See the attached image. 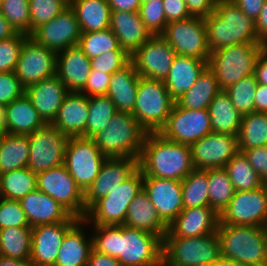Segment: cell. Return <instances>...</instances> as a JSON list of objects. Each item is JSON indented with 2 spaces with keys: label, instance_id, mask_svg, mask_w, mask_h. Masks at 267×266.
<instances>
[{
  "label": "cell",
  "instance_id": "cell-41",
  "mask_svg": "<svg viewBox=\"0 0 267 266\" xmlns=\"http://www.w3.org/2000/svg\"><path fill=\"white\" fill-rule=\"evenodd\" d=\"M209 206L219 215L228 206L236 190L225 168L207 169Z\"/></svg>",
  "mask_w": 267,
  "mask_h": 266
},
{
  "label": "cell",
  "instance_id": "cell-34",
  "mask_svg": "<svg viewBox=\"0 0 267 266\" xmlns=\"http://www.w3.org/2000/svg\"><path fill=\"white\" fill-rule=\"evenodd\" d=\"M81 32L103 31L109 28L111 8L107 0H71Z\"/></svg>",
  "mask_w": 267,
  "mask_h": 266
},
{
  "label": "cell",
  "instance_id": "cell-62",
  "mask_svg": "<svg viewBox=\"0 0 267 266\" xmlns=\"http://www.w3.org/2000/svg\"><path fill=\"white\" fill-rule=\"evenodd\" d=\"M259 40L267 44V0H265L261 13L255 21Z\"/></svg>",
  "mask_w": 267,
  "mask_h": 266
},
{
  "label": "cell",
  "instance_id": "cell-33",
  "mask_svg": "<svg viewBox=\"0 0 267 266\" xmlns=\"http://www.w3.org/2000/svg\"><path fill=\"white\" fill-rule=\"evenodd\" d=\"M84 219H79L65 234L53 266H87L92 250V237L86 240L82 230Z\"/></svg>",
  "mask_w": 267,
  "mask_h": 266
},
{
  "label": "cell",
  "instance_id": "cell-64",
  "mask_svg": "<svg viewBox=\"0 0 267 266\" xmlns=\"http://www.w3.org/2000/svg\"><path fill=\"white\" fill-rule=\"evenodd\" d=\"M16 34L12 25L0 13V40L11 38Z\"/></svg>",
  "mask_w": 267,
  "mask_h": 266
},
{
  "label": "cell",
  "instance_id": "cell-24",
  "mask_svg": "<svg viewBox=\"0 0 267 266\" xmlns=\"http://www.w3.org/2000/svg\"><path fill=\"white\" fill-rule=\"evenodd\" d=\"M69 93L62 81L55 75L41 80L25 89L26 96L46 124H52L59 108Z\"/></svg>",
  "mask_w": 267,
  "mask_h": 266
},
{
  "label": "cell",
  "instance_id": "cell-54",
  "mask_svg": "<svg viewBox=\"0 0 267 266\" xmlns=\"http://www.w3.org/2000/svg\"><path fill=\"white\" fill-rule=\"evenodd\" d=\"M111 75L98 70H91L85 86L79 92L87 97L106 95Z\"/></svg>",
  "mask_w": 267,
  "mask_h": 266
},
{
  "label": "cell",
  "instance_id": "cell-66",
  "mask_svg": "<svg viewBox=\"0 0 267 266\" xmlns=\"http://www.w3.org/2000/svg\"><path fill=\"white\" fill-rule=\"evenodd\" d=\"M207 266H246V265H243L242 263L235 261L233 259L220 256L216 261Z\"/></svg>",
  "mask_w": 267,
  "mask_h": 266
},
{
  "label": "cell",
  "instance_id": "cell-5",
  "mask_svg": "<svg viewBox=\"0 0 267 266\" xmlns=\"http://www.w3.org/2000/svg\"><path fill=\"white\" fill-rule=\"evenodd\" d=\"M146 131L128 112H117L107 126L92 139L107 158L141 156Z\"/></svg>",
  "mask_w": 267,
  "mask_h": 266
},
{
  "label": "cell",
  "instance_id": "cell-32",
  "mask_svg": "<svg viewBox=\"0 0 267 266\" xmlns=\"http://www.w3.org/2000/svg\"><path fill=\"white\" fill-rule=\"evenodd\" d=\"M140 77L131 61L111 75L106 95L117 112H133Z\"/></svg>",
  "mask_w": 267,
  "mask_h": 266
},
{
  "label": "cell",
  "instance_id": "cell-27",
  "mask_svg": "<svg viewBox=\"0 0 267 266\" xmlns=\"http://www.w3.org/2000/svg\"><path fill=\"white\" fill-rule=\"evenodd\" d=\"M91 72V59L78 47L57 53L56 76L69 91L79 92Z\"/></svg>",
  "mask_w": 267,
  "mask_h": 266
},
{
  "label": "cell",
  "instance_id": "cell-12",
  "mask_svg": "<svg viewBox=\"0 0 267 266\" xmlns=\"http://www.w3.org/2000/svg\"><path fill=\"white\" fill-rule=\"evenodd\" d=\"M29 139V158L27 167L33 173L47 171L64 164L65 148L69 137L53 124H45Z\"/></svg>",
  "mask_w": 267,
  "mask_h": 266
},
{
  "label": "cell",
  "instance_id": "cell-7",
  "mask_svg": "<svg viewBox=\"0 0 267 266\" xmlns=\"http://www.w3.org/2000/svg\"><path fill=\"white\" fill-rule=\"evenodd\" d=\"M143 189V173L138 167L107 196L97 200L88 210L84 223L100 226L123 225L131 201Z\"/></svg>",
  "mask_w": 267,
  "mask_h": 266
},
{
  "label": "cell",
  "instance_id": "cell-1",
  "mask_svg": "<svg viewBox=\"0 0 267 266\" xmlns=\"http://www.w3.org/2000/svg\"><path fill=\"white\" fill-rule=\"evenodd\" d=\"M92 247L116 258L122 266H163V239L124 225H93Z\"/></svg>",
  "mask_w": 267,
  "mask_h": 266
},
{
  "label": "cell",
  "instance_id": "cell-69",
  "mask_svg": "<svg viewBox=\"0 0 267 266\" xmlns=\"http://www.w3.org/2000/svg\"><path fill=\"white\" fill-rule=\"evenodd\" d=\"M67 6H69L70 5V3H71V0H62Z\"/></svg>",
  "mask_w": 267,
  "mask_h": 266
},
{
  "label": "cell",
  "instance_id": "cell-44",
  "mask_svg": "<svg viewBox=\"0 0 267 266\" xmlns=\"http://www.w3.org/2000/svg\"><path fill=\"white\" fill-rule=\"evenodd\" d=\"M236 191L255 190L263 182L242 152H238L224 167Z\"/></svg>",
  "mask_w": 267,
  "mask_h": 266
},
{
  "label": "cell",
  "instance_id": "cell-14",
  "mask_svg": "<svg viewBox=\"0 0 267 266\" xmlns=\"http://www.w3.org/2000/svg\"><path fill=\"white\" fill-rule=\"evenodd\" d=\"M211 132L208 109H185L175 102L158 133L176 143L191 145Z\"/></svg>",
  "mask_w": 267,
  "mask_h": 266
},
{
  "label": "cell",
  "instance_id": "cell-2",
  "mask_svg": "<svg viewBox=\"0 0 267 266\" xmlns=\"http://www.w3.org/2000/svg\"><path fill=\"white\" fill-rule=\"evenodd\" d=\"M138 167L143 177L179 181L195 169L190 145L166 139L158 132L146 133Z\"/></svg>",
  "mask_w": 267,
  "mask_h": 266
},
{
  "label": "cell",
  "instance_id": "cell-46",
  "mask_svg": "<svg viewBox=\"0 0 267 266\" xmlns=\"http://www.w3.org/2000/svg\"><path fill=\"white\" fill-rule=\"evenodd\" d=\"M257 84L258 82L252 74L224 90L242 116L255 112L254 100Z\"/></svg>",
  "mask_w": 267,
  "mask_h": 266
},
{
  "label": "cell",
  "instance_id": "cell-60",
  "mask_svg": "<svg viewBox=\"0 0 267 266\" xmlns=\"http://www.w3.org/2000/svg\"><path fill=\"white\" fill-rule=\"evenodd\" d=\"M265 46L257 58L254 76L258 84L267 85V44Z\"/></svg>",
  "mask_w": 267,
  "mask_h": 266
},
{
  "label": "cell",
  "instance_id": "cell-25",
  "mask_svg": "<svg viewBox=\"0 0 267 266\" xmlns=\"http://www.w3.org/2000/svg\"><path fill=\"white\" fill-rule=\"evenodd\" d=\"M30 227L66 222L72 215L37 188L19 200Z\"/></svg>",
  "mask_w": 267,
  "mask_h": 266
},
{
  "label": "cell",
  "instance_id": "cell-19",
  "mask_svg": "<svg viewBox=\"0 0 267 266\" xmlns=\"http://www.w3.org/2000/svg\"><path fill=\"white\" fill-rule=\"evenodd\" d=\"M30 37L57 54L69 47L77 46L81 30L75 12L67 6L51 21L38 27Z\"/></svg>",
  "mask_w": 267,
  "mask_h": 266
},
{
  "label": "cell",
  "instance_id": "cell-68",
  "mask_svg": "<svg viewBox=\"0 0 267 266\" xmlns=\"http://www.w3.org/2000/svg\"><path fill=\"white\" fill-rule=\"evenodd\" d=\"M248 266H267V262H265V263H263V264L248 265Z\"/></svg>",
  "mask_w": 267,
  "mask_h": 266
},
{
  "label": "cell",
  "instance_id": "cell-15",
  "mask_svg": "<svg viewBox=\"0 0 267 266\" xmlns=\"http://www.w3.org/2000/svg\"><path fill=\"white\" fill-rule=\"evenodd\" d=\"M219 216V224L267 227V184L255 190L236 191Z\"/></svg>",
  "mask_w": 267,
  "mask_h": 266
},
{
  "label": "cell",
  "instance_id": "cell-47",
  "mask_svg": "<svg viewBox=\"0 0 267 266\" xmlns=\"http://www.w3.org/2000/svg\"><path fill=\"white\" fill-rule=\"evenodd\" d=\"M0 13L17 33L31 36L29 0H3Z\"/></svg>",
  "mask_w": 267,
  "mask_h": 266
},
{
  "label": "cell",
  "instance_id": "cell-65",
  "mask_svg": "<svg viewBox=\"0 0 267 266\" xmlns=\"http://www.w3.org/2000/svg\"><path fill=\"white\" fill-rule=\"evenodd\" d=\"M0 266H34L30 260L5 258L0 256Z\"/></svg>",
  "mask_w": 267,
  "mask_h": 266
},
{
  "label": "cell",
  "instance_id": "cell-39",
  "mask_svg": "<svg viewBox=\"0 0 267 266\" xmlns=\"http://www.w3.org/2000/svg\"><path fill=\"white\" fill-rule=\"evenodd\" d=\"M237 141L239 150L267 146V113L242 116Z\"/></svg>",
  "mask_w": 267,
  "mask_h": 266
},
{
  "label": "cell",
  "instance_id": "cell-49",
  "mask_svg": "<svg viewBox=\"0 0 267 266\" xmlns=\"http://www.w3.org/2000/svg\"><path fill=\"white\" fill-rule=\"evenodd\" d=\"M139 15L145 24L146 29L152 36L162 35L167 26V19L164 13L162 0H152L141 3Z\"/></svg>",
  "mask_w": 267,
  "mask_h": 266
},
{
  "label": "cell",
  "instance_id": "cell-10",
  "mask_svg": "<svg viewBox=\"0 0 267 266\" xmlns=\"http://www.w3.org/2000/svg\"><path fill=\"white\" fill-rule=\"evenodd\" d=\"M106 159L92 138L69 137L65 148L64 166L83 193L98 176Z\"/></svg>",
  "mask_w": 267,
  "mask_h": 266
},
{
  "label": "cell",
  "instance_id": "cell-43",
  "mask_svg": "<svg viewBox=\"0 0 267 266\" xmlns=\"http://www.w3.org/2000/svg\"><path fill=\"white\" fill-rule=\"evenodd\" d=\"M183 207H210L207 170L193 169L182 180Z\"/></svg>",
  "mask_w": 267,
  "mask_h": 266
},
{
  "label": "cell",
  "instance_id": "cell-58",
  "mask_svg": "<svg viewBox=\"0 0 267 266\" xmlns=\"http://www.w3.org/2000/svg\"><path fill=\"white\" fill-rule=\"evenodd\" d=\"M246 16L254 21L258 18L265 0H231Z\"/></svg>",
  "mask_w": 267,
  "mask_h": 266
},
{
  "label": "cell",
  "instance_id": "cell-17",
  "mask_svg": "<svg viewBox=\"0 0 267 266\" xmlns=\"http://www.w3.org/2000/svg\"><path fill=\"white\" fill-rule=\"evenodd\" d=\"M195 169L224 168L239 152L237 136L229 133H209L190 145Z\"/></svg>",
  "mask_w": 267,
  "mask_h": 266
},
{
  "label": "cell",
  "instance_id": "cell-55",
  "mask_svg": "<svg viewBox=\"0 0 267 266\" xmlns=\"http://www.w3.org/2000/svg\"><path fill=\"white\" fill-rule=\"evenodd\" d=\"M259 175L263 184H267V146L239 150Z\"/></svg>",
  "mask_w": 267,
  "mask_h": 266
},
{
  "label": "cell",
  "instance_id": "cell-56",
  "mask_svg": "<svg viewBox=\"0 0 267 266\" xmlns=\"http://www.w3.org/2000/svg\"><path fill=\"white\" fill-rule=\"evenodd\" d=\"M167 23L190 18L185 0H162Z\"/></svg>",
  "mask_w": 267,
  "mask_h": 266
},
{
  "label": "cell",
  "instance_id": "cell-8",
  "mask_svg": "<svg viewBox=\"0 0 267 266\" xmlns=\"http://www.w3.org/2000/svg\"><path fill=\"white\" fill-rule=\"evenodd\" d=\"M220 256L217 232L199 237L163 239V266H207Z\"/></svg>",
  "mask_w": 267,
  "mask_h": 266
},
{
  "label": "cell",
  "instance_id": "cell-9",
  "mask_svg": "<svg viewBox=\"0 0 267 266\" xmlns=\"http://www.w3.org/2000/svg\"><path fill=\"white\" fill-rule=\"evenodd\" d=\"M175 102L163 80L140 77L131 114L147 133L159 132L165 125Z\"/></svg>",
  "mask_w": 267,
  "mask_h": 266
},
{
  "label": "cell",
  "instance_id": "cell-48",
  "mask_svg": "<svg viewBox=\"0 0 267 266\" xmlns=\"http://www.w3.org/2000/svg\"><path fill=\"white\" fill-rule=\"evenodd\" d=\"M67 5L62 0H29L31 35L41 25L59 15Z\"/></svg>",
  "mask_w": 267,
  "mask_h": 266
},
{
  "label": "cell",
  "instance_id": "cell-35",
  "mask_svg": "<svg viewBox=\"0 0 267 266\" xmlns=\"http://www.w3.org/2000/svg\"><path fill=\"white\" fill-rule=\"evenodd\" d=\"M213 133L238 135L242 115L232 104L229 95L221 90L208 107Z\"/></svg>",
  "mask_w": 267,
  "mask_h": 266
},
{
  "label": "cell",
  "instance_id": "cell-21",
  "mask_svg": "<svg viewBox=\"0 0 267 266\" xmlns=\"http://www.w3.org/2000/svg\"><path fill=\"white\" fill-rule=\"evenodd\" d=\"M143 189L168 226L184 209L182 181L143 177Z\"/></svg>",
  "mask_w": 267,
  "mask_h": 266
},
{
  "label": "cell",
  "instance_id": "cell-59",
  "mask_svg": "<svg viewBox=\"0 0 267 266\" xmlns=\"http://www.w3.org/2000/svg\"><path fill=\"white\" fill-rule=\"evenodd\" d=\"M87 266H122L114 257L95 251L93 248L90 252Z\"/></svg>",
  "mask_w": 267,
  "mask_h": 266
},
{
  "label": "cell",
  "instance_id": "cell-36",
  "mask_svg": "<svg viewBox=\"0 0 267 266\" xmlns=\"http://www.w3.org/2000/svg\"><path fill=\"white\" fill-rule=\"evenodd\" d=\"M221 91L214 73L206 67L194 85L176 103L185 109H208L212 100Z\"/></svg>",
  "mask_w": 267,
  "mask_h": 266
},
{
  "label": "cell",
  "instance_id": "cell-3",
  "mask_svg": "<svg viewBox=\"0 0 267 266\" xmlns=\"http://www.w3.org/2000/svg\"><path fill=\"white\" fill-rule=\"evenodd\" d=\"M204 19L211 52L235 44L262 43L258 38L255 21L231 0L218 1L214 12Z\"/></svg>",
  "mask_w": 267,
  "mask_h": 266
},
{
  "label": "cell",
  "instance_id": "cell-23",
  "mask_svg": "<svg viewBox=\"0 0 267 266\" xmlns=\"http://www.w3.org/2000/svg\"><path fill=\"white\" fill-rule=\"evenodd\" d=\"M219 214L211 207L183 209L169 224L165 237H199L217 232Z\"/></svg>",
  "mask_w": 267,
  "mask_h": 266
},
{
  "label": "cell",
  "instance_id": "cell-37",
  "mask_svg": "<svg viewBox=\"0 0 267 266\" xmlns=\"http://www.w3.org/2000/svg\"><path fill=\"white\" fill-rule=\"evenodd\" d=\"M28 158V135L5 133L0 139V174L27 167Z\"/></svg>",
  "mask_w": 267,
  "mask_h": 266
},
{
  "label": "cell",
  "instance_id": "cell-29",
  "mask_svg": "<svg viewBox=\"0 0 267 266\" xmlns=\"http://www.w3.org/2000/svg\"><path fill=\"white\" fill-rule=\"evenodd\" d=\"M45 124L26 94L3 108L5 133L29 135Z\"/></svg>",
  "mask_w": 267,
  "mask_h": 266
},
{
  "label": "cell",
  "instance_id": "cell-18",
  "mask_svg": "<svg viewBox=\"0 0 267 266\" xmlns=\"http://www.w3.org/2000/svg\"><path fill=\"white\" fill-rule=\"evenodd\" d=\"M176 55L174 49L161 35H154L140 46L130 59L141 77L164 80Z\"/></svg>",
  "mask_w": 267,
  "mask_h": 266
},
{
  "label": "cell",
  "instance_id": "cell-50",
  "mask_svg": "<svg viewBox=\"0 0 267 266\" xmlns=\"http://www.w3.org/2000/svg\"><path fill=\"white\" fill-rule=\"evenodd\" d=\"M28 37L17 33L11 38L0 40V73L15 72L21 48Z\"/></svg>",
  "mask_w": 267,
  "mask_h": 266
},
{
  "label": "cell",
  "instance_id": "cell-52",
  "mask_svg": "<svg viewBox=\"0 0 267 266\" xmlns=\"http://www.w3.org/2000/svg\"><path fill=\"white\" fill-rule=\"evenodd\" d=\"M131 61L125 50H112L91 59V70L113 74Z\"/></svg>",
  "mask_w": 267,
  "mask_h": 266
},
{
  "label": "cell",
  "instance_id": "cell-67",
  "mask_svg": "<svg viewBox=\"0 0 267 266\" xmlns=\"http://www.w3.org/2000/svg\"><path fill=\"white\" fill-rule=\"evenodd\" d=\"M5 130L3 126V109L0 108V139L4 136Z\"/></svg>",
  "mask_w": 267,
  "mask_h": 266
},
{
  "label": "cell",
  "instance_id": "cell-38",
  "mask_svg": "<svg viewBox=\"0 0 267 266\" xmlns=\"http://www.w3.org/2000/svg\"><path fill=\"white\" fill-rule=\"evenodd\" d=\"M32 227L0 229V256L30 260Z\"/></svg>",
  "mask_w": 267,
  "mask_h": 266
},
{
  "label": "cell",
  "instance_id": "cell-28",
  "mask_svg": "<svg viewBox=\"0 0 267 266\" xmlns=\"http://www.w3.org/2000/svg\"><path fill=\"white\" fill-rule=\"evenodd\" d=\"M88 107L89 97L69 91L52 124L68 137L82 136L89 116Z\"/></svg>",
  "mask_w": 267,
  "mask_h": 266
},
{
  "label": "cell",
  "instance_id": "cell-51",
  "mask_svg": "<svg viewBox=\"0 0 267 266\" xmlns=\"http://www.w3.org/2000/svg\"><path fill=\"white\" fill-rule=\"evenodd\" d=\"M30 227L19 200L0 197V229Z\"/></svg>",
  "mask_w": 267,
  "mask_h": 266
},
{
  "label": "cell",
  "instance_id": "cell-57",
  "mask_svg": "<svg viewBox=\"0 0 267 266\" xmlns=\"http://www.w3.org/2000/svg\"><path fill=\"white\" fill-rule=\"evenodd\" d=\"M189 13L192 16L207 17L214 12L215 0H185Z\"/></svg>",
  "mask_w": 267,
  "mask_h": 266
},
{
  "label": "cell",
  "instance_id": "cell-11",
  "mask_svg": "<svg viewBox=\"0 0 267 266\" xmlns=\"http://www.w3.org/2000/svg\"><path fill=\"white\" fill-rule=\"evenodd\" d=\"M37 189L56 200L72 216L85 218L84 193L64 164L37 173Z\"/></svg>",
  "mask_w": 267,
  "mask_h": 266
},
{
  "label": "cell",
  "instance_id": "cell-16",
  "mask_svg": "<svg viewBox=\"0 0 267 266\" xmlns=\"http://www.w3.org/2000/svg\"><path fill=\"white\" fill-rule=\"evenodd\" d=\"M57 54L30 36L21 48L15 74L26 89L56 75Z\"/></svg>",
  "mask_w": 267,
  "mask_h": 266
},
{
  "label": "cell",
  "instance_id": "cell-4",
  "mask_svg": "<svg viewBox=\"0 0 267 266\" xmlns=\"http://www.w3.org/2000/svg\"><path fill=\"white\" fill-rule=\"evenodd\" d=\"M221 256L243 265L267 262V227L219 224Z\"/></svg>",
  "mask_w": 267,
  "mask_h": 266
},
{
  "label": "cell",
  "instance_id": "cell-45",
  "mask_svg": "<svg viewBox=\"0 0 267 266\" xmlns=\"http://www.w3.org/2000/svg\"><path fill=\"white\" fill-rule=\"evenodd\" d=\"M77 46L90 59L108 51L123 50L110 28L103 31L81 32Z\"/></svg>",
  "mask_w": 267,
  "mask_h": 266
},
{
  "label": "cell",
  "instance_id": "cell-40",
  "mask_svg": "<svg viewBox=\"0 0 267 266\" xmlns=\"http://www.w3.org/2000/svg\"><path fill=\"white\" fill-rule=\"evenodd\" d=\"M37 188V174L28 167L0 174V197L20 200Z\"/></svg>",
  "mask_w": 267,
  "mask_h": 266
},
{
  "label": "cell",
  "instance_id": "cell-31",
  "mask_svg": "<svg viewBox=\"0 0 267 266\" xmlns=\"http://www.w3.org/2000/svg\"><path fill=\"white\" fill-rule=\"evenodd\" d=\"M123 225L147 231L162 239L168 232V225L161 219L144 189L129 204Z\"/></svg>",
  "mask_w": 267,
  "mask_h": 266
},
{
  "label": "cell",
  "instance_id": "cell-6",
  "mask_svg": "<svg viewBox=\"0 0 267 266\" xmlns=\"http://www.w3.org/2000/svg\"><path fill=\"white\" fill-rule=\"evenodd\" d=\"M265 44L241 43L211 52L207 67L214 73L221 90L254 74L255 64Z\"/></svg>",
  "mask_w": 267,
  "mask_h": 266
},
{
  "label": "cell",
  "instance_id": "cell-26",
  "mask_svg": "<svg viewBox=\"0 0 267 266\" xmlns=\"http://www.w3.org/2000/svg\"><path fill=\"white\" fill-rule=\"evenodd\" d=\"M109 28L130 56L152 36L139 12L111 11Z\"/></svg>",
  "mask_w": 267,
  "mask_h": 266
},
{
  "label": "cell",
  "instance_id": "cell-70",
  "mask_svg": "<svg viewBox=\"0 0 267 266\" xmlns=\"http://www.w3.org/2000/svg\"><path fill=\"white\" fill-rule=\"evenodd\" d=\"M149 1H152V0H141V3H146V2H149Z\"/></svg>",
  "mask_w": 267,
  "mask_h": 266
},
{
  "label": "cell",
  "instance_id": "cell-42",
  "mask_svg": "<svg viewBox=\"0 0 267 266\" xmlns=\"http://www.w3.org/2000/svg\"><path fill=\"white\" fill-rule=\"evenodd\" d=\"M88 113L85 133L81 137L93 138L107 126L117 110L107 95H97L89 97Z\"/></svg>",
  "mask_w": 267,
  "mask_h": 266
},
{
  "label": "cell",
  "instance_id": "cell-61",
  "mask_svg": "<svg viewBox=\"0 0 267 266\" xmlns=\"http://www.w3.org/2000/svg\"><path fill=\"white\" fill-rule=\"evenodd\" d=\"M111 11L139 12L141 0H107Z\"/></svg>",
  "mask_w": 267,
  "mask_h": 266
},
{
  "label": "cell",
  "instance_id": "cell-13",
  "mask_svg": "<svg viewBox=\"0 0 267 266\" xmlns=\"http://www.w3.org/2000/svg\"><path fill=\"white\" fill-rule=\"evenodd\" d=\"M161 36L176 54L209 60L211 51L203 17L191 16L185 20L168 23Z\"/></svg>",
  "mask_w": 267,
  "mask_h": 266
},
{
  "label": "cell",
  "instance_id": "cell-30",
  "mask_svg": "<svg viewBox=\"0 0 267 266\" xmlns=\"http://www.w3.org/2000/svg\"><path fill=\"white\" fill-rule=\"evenodd\" d=\"M207 62L191 56L176 55L168 75L163 80L175 101L194 85L198 76L207 67Z\"/></svg>",
  "mask_w": 267,
  "mask_h": 266
},
{
  "label": "cell",
  "instance_id": "cell-53",
  "mask_svg": "<svg viewBox=\"0 0 267 266\" xmlns=\"http://www.w3.org/2000/svg\"><path fill=\"white\" fill-rule=\"evenodd\" d=\"M25 94V88L15 72L0 73V108H4Z\"/></svg>",
  "mask_w": 267,
  "mask_h": 266
},
{
  "label": "cell",
  "instance_id": "cell-20",
  "mask_svg": "<svg viewBox=\"0 0 267 266\" xmlns=\"http://www.w3.org/2000/svg\"><path fill=\"white\" fill-rule=\"evenodd\" d=\"M78 220L71 216L66 222L32 227L30 262L34 266H53L66 232Z\"/></svg>",
  "mask_w": 267,
  "mask_h": 266
},
{
  "label": "cell",
  "instance_id": "cell-63",
  "mask_svg": "<svg viewBox=\"0 0 267 266\" xmlns=\"http://www.w3.org/2000/svg\"><path fill=\"white\" fill-rule=\"evenodd\" d=\"M254 103L255 112L267 113V85L257 84Z\"/></svg>",
  "mask_w": 267,
  "mask_h": 266
},
{
  "label": "cell",
  "instance_id": "cell-22",
  "mask_svg": "<svg viewBox=\"0 0 267 266\" xmlns=\"http://www.w3.org/2000/svg\"><path fill=\"white\" fill-rule=\"evenodd\" d=\"M138 168V159L131 157L107 158L98 176L84 193L85 209L107 196L118 184L125 181Z\"/></svg>",
  "mask_w": 267,
  "mask_h": 266
}]
</instances>
